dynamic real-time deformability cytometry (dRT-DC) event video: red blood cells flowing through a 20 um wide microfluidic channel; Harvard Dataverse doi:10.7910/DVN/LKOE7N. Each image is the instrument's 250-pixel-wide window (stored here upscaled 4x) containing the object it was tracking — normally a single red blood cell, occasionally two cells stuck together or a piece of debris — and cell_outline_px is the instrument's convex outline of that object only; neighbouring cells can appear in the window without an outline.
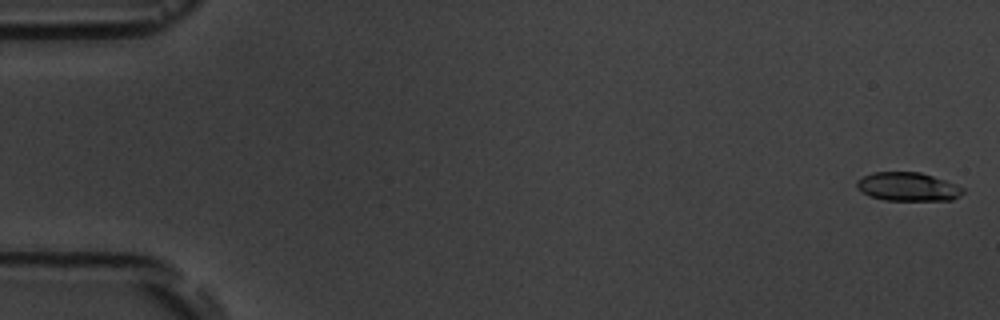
{"species": "common noctule bat (a hibernating species)", "species_latin": "Nyctalus noctula", "temperature_condition": "room temperature", "stored_images_in_passage": 9, "camera_frame_rate_fps": 3000, "um_per_image_px": 0.085, "animal": {"sex": "male", "body_mass_g": 19.5, "forearm_length_mm": 54.6}, "frame": {"image": 1, "passage_image": 1, "time_ms": 0.0, "image_size_px": [1000, 320], "cell_outline_px": [[964, 192], [960, 196], [952, 200], [884, 200], [868, 196], [860, 192], [856, 188], [856, 180], [872, 172], [920, 172], [956, 184], [964, 188]], "centroid_in_image_um": [77.13, 15.88], "position_along_channel_um": 7.9, "area_um2": 17.86}}
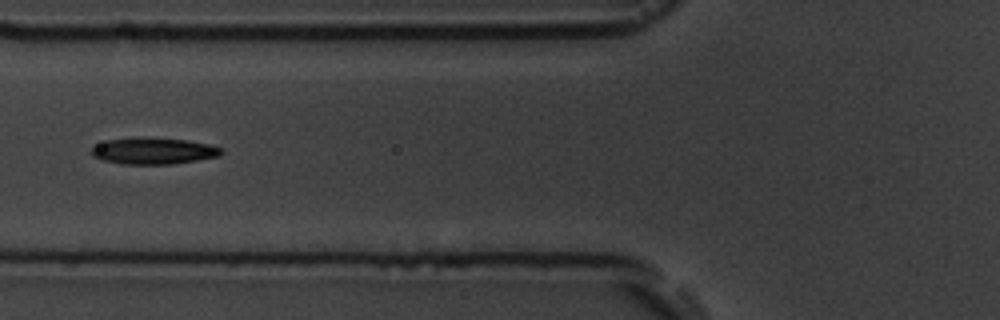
{"frame": {"image": 2, "passage_image": 7, "time_ms": 7.0, "image_size_px": [1000, 320], "cell_outline_px": [[224, 152], [220, 156], [172, 164], [120, 164], [100, 160], [92, 156], [92, 148], [108, 140], [136, 136], [188, 140], [208, 144], [220, 148]], "centroid_in_image_um": [13.03, 12.83], "position_along_channel_um": 112.8, "area_um2": 20.17}}
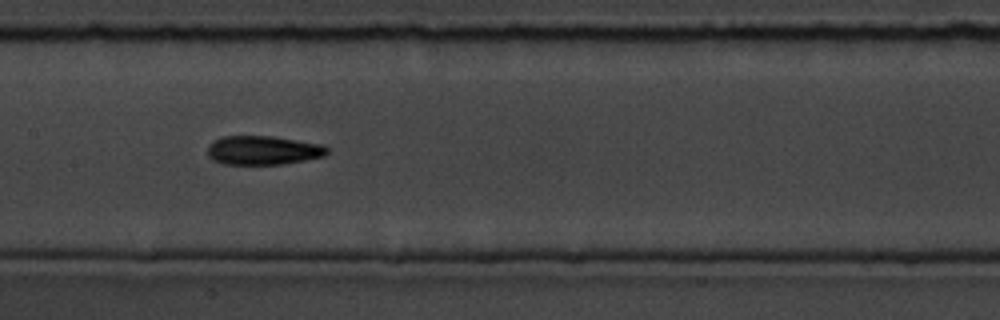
{"frame": {"image": 3, "passage_image": 9, "time_ms": 9.0, "image_size_px": [1000, 320], "cell_outline_px": [[328, 152], [324, 156], [284, 164], [224, 164], [212, 160], [208, 156], [208, 144], [212, 140], [220, 136], [272, 136], [324, 144], [328, 148]], "centroid_in_image_um": [22.34, 12.76], "position_along_channel_um": 185.1, "area_um2": 20.4}}